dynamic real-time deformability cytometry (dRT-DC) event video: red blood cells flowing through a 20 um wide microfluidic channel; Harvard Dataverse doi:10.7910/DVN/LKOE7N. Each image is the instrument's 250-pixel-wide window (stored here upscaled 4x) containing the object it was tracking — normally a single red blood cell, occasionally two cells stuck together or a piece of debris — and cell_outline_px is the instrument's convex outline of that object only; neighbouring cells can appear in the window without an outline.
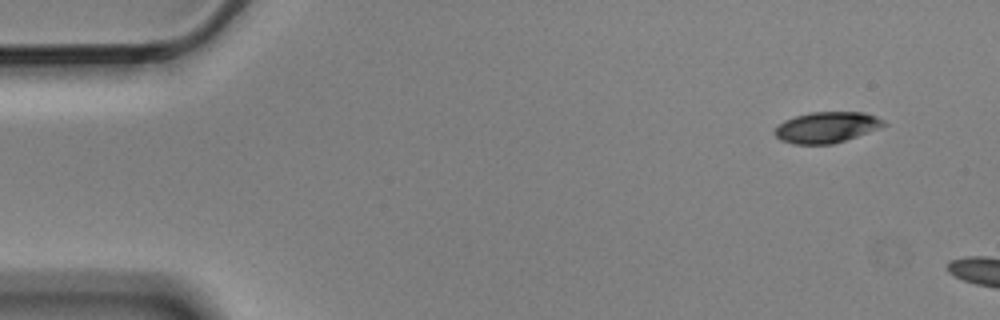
{"species": "Egyptian fruit bat (a non-hibernating species)", "species_latin": "Rousettus aegyptiacus", "temperature_condition": "cold", "stored_images_in_passage": 2, "camera_frame_rate_fps": 3000, "um_per_image_px": 0.085, "animal": {"sex": "male"}, "frame": {"image": 1, "passage_image": 1, "time_ms": 0.0, "image_size_px": [1000, 320], "cell_outline_px": [[888, 124], [856, 136], [832, 144], [792, 144], [780, 140], [772, 132], [784, 120], [796, 116], [812, 112], [864, 112], [876, 116], [884, 120]], "centroid_in_image_um": [70.24, 10.82], "position_along_channel_um": 14.8, "area_um2": 19.48}}